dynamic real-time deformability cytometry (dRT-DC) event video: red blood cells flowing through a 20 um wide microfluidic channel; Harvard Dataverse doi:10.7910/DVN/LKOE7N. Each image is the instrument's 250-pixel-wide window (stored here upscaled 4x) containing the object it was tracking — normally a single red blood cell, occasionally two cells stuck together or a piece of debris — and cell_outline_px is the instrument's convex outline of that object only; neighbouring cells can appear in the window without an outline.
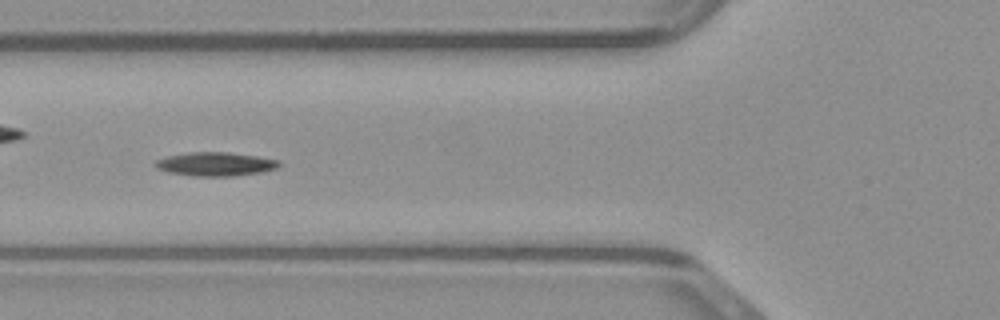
{"species": "common noctule bat (a hibernating species)", "species_latin": "Nyctalus noctula", "temperature_condition": "warm", "stored_images_in_passage": 39, "camera_frame_rate_fps": 3000, "um_per_image_px": 0.085, "animal": {"sex": "male", "body_mass_g": 23.1, "forearm_length_mm": 52.7}, "frame": {"image": 1, "passage_image": 17, "time_ms": 5.333, "image_size_px": [1000, 320], "cell_outline_px": [[280, 164], [276, 168], [260, 172], [236, 176], [192, 176], [168, 172], [156, 168], [152, 164], [156, 160], [168, 156], [188, 152], [228, 152], [256, 156], [280, 160]], "centroid_in_image_um": [18.28, 13.95], "position_along_channel_um": 107.5, "area_um2": 17.17}}
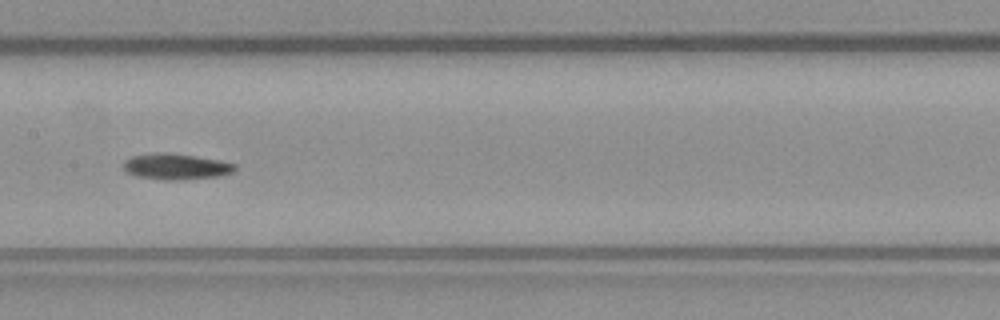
{"frame": {"image": 2, "passage_image": 23, "time_ms": 7.333, "image_size_px": [1000, 320], "cell_outline_px": [[236, 168], [232, 172], [220, 176], [180, 180], [164, 180], [136, 176], [128, 172], [124, 168], [124, 160], [132, 156], [156, 152], [164, 152], [196, 156], [220, 160], [236, 164]], "centroid_in_image_um": [14.97, 14.15], "position_along_channel_um": 192.4, "area_um2": 16.88}}